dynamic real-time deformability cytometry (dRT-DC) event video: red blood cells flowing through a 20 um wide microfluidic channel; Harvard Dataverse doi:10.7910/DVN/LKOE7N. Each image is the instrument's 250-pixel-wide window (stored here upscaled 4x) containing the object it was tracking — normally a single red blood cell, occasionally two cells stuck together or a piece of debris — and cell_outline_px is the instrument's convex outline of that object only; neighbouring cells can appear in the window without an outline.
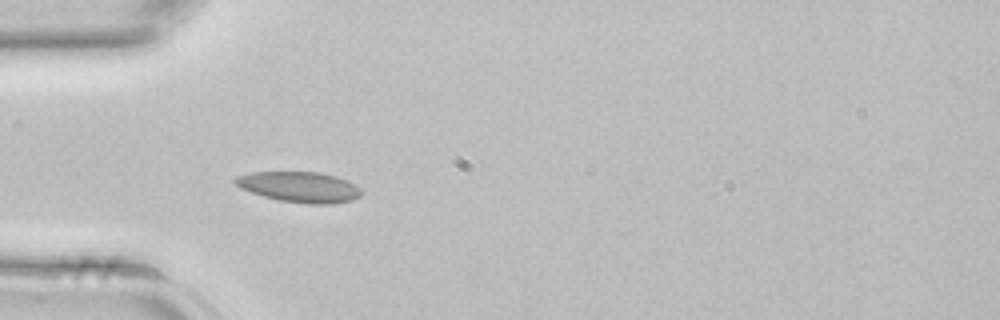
{"species": "common noctule bat (a hibernating species)", "species_latin": "Nyctalus noctula", "temperature_condition": "room temperature", "stored_images_in_passage": 31, "camera_frame_rate_fps": 3000, "um_per_image_px": 0.085, "animal": {"sex": "female", "body_mass_g": 22.7, "forearm_length_mm": 54.2}, "frame": {"image": 1, "passage_image": 1, "time_ms": 0.0, "image_size_px": [1000, 320], "cell_outline_px": [[360, 196], [352, 200], [332, 204], [308, 204], [280, 200], [264, 196], [240, 188], [232, 180], [236, 176], [252, 172], [320, 172], [336, 176], [348, 180], [356, 184], [360, 188]], "centroid_in_image_um": [25.47, 15.89], "position_along_channel_um": 59.5, "area_um2": 22.48}}
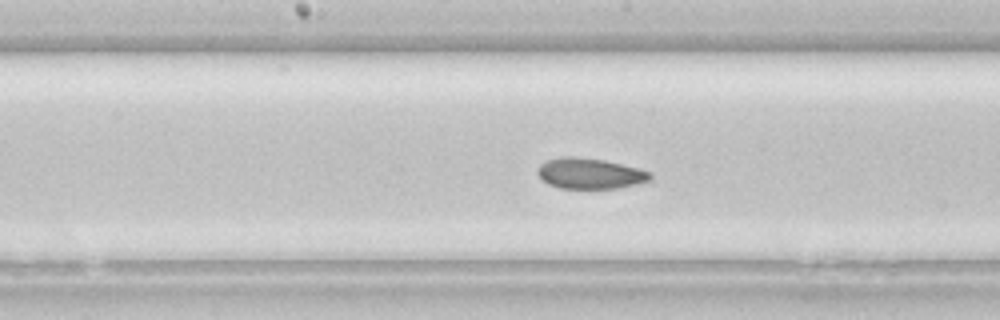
{"frame": {"image": 2, "passage_image": 10, "time_ms": 3.0, "image_size_px": [1000, 320], "cell_outline_px": [[652, 180], [616, 188], [560, 188], [548, 184], [536, 172], [536, 168], [540, 164], [548, 160], [564, 156], [576, 156], [604, 160], [640, 168], [652, 172]], "centroid_in_image_um": [50.15, 14.73], "position_along_channel_um": 198.0, "area_um2": 20.17}}